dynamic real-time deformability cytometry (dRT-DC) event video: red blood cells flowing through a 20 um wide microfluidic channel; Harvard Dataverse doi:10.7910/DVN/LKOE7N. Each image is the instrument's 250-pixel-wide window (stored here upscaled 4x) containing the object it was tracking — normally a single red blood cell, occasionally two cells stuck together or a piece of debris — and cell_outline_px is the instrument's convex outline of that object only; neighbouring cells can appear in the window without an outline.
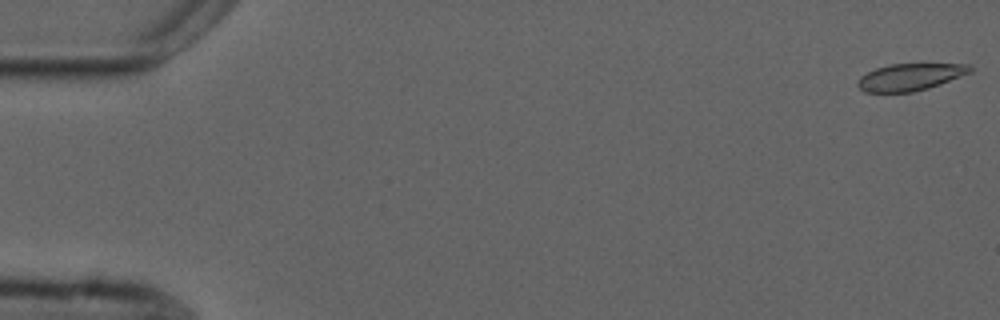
{"species": "common noctule bat (a hibernating species)", "species_latin": "Nyctalus noctula", "temperature_condition": "cold", "stored_images_in_passage": 55, "camera_frame_rate_fps": 3000, "um_per_image_px": 0.085, "animal": {"sex": "male", "forearm_length_mm": 52.5}, "frame": {"image": 1, "passage_image": 1, "time_ms": 0.0, "image_size_px": [1000, 320], "cell_outline_px": [[972, 72], [940, 84], [928, 88], [912, 92], [864, 92], [856, 84], [860, 76], [876, 68], [888, 64], [972, 64]], "centroid_in_image_um": [77.36, 6.54], "position_along_channel_um": 7.6, "area_um2": 17.69}}
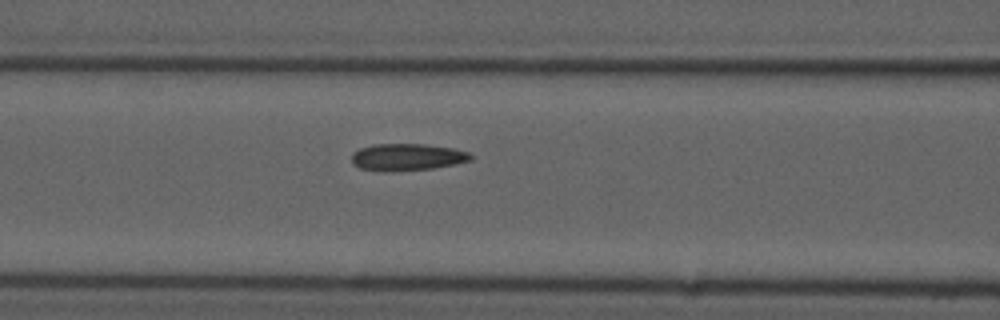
{"frame": {"image": 2, "passage_image": 23, "time_ms": 7.333, "image_size_px": [1000, 320], "cell_outline_px": [[476, 156], [472, 160], [456, 164], [432, 168], [392, 172], [388, 172], [360, 168], [352, 164], [352, 152], [360, 148], [372, 144], [424, 144], [452, 148], [468, 152]], "centroid_in_image_um": [34.61, 13.35], "position_along_channel_um": 132.0, "area_um2": 18.96}}
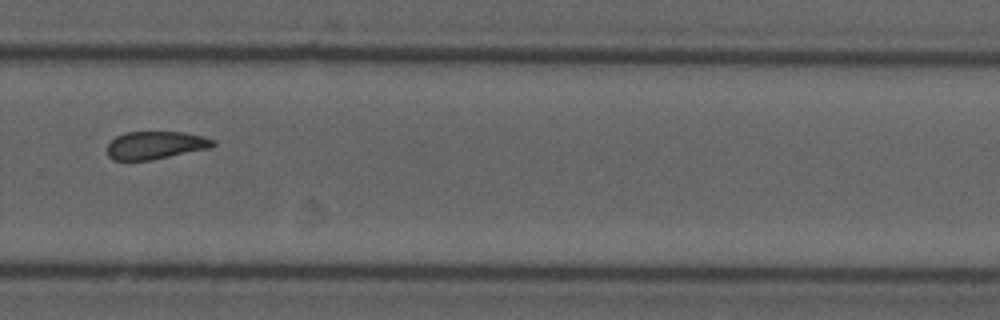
{"frame": {"image": 3, "passage_image": 38, "time_ms": 12.333, "image_size_px": [1000, 320], "cell_outline_px": [[216, 144], [212, 148], [152, 160], [112, 160], [108, 156], [108, 144], [116, 136], [128, 132], [184, 132], [204, 136], [216, 140]], "centroid_in_image_um": [13.28, 12.34], "position_along_channel_um": 316.5, "area_um2": 17.34}, "authors_computed_cell_mechanics": {"area_um2": 18.7272, "velocity_mm_per_s": 3.7087, "shape_relaxation_time_tau1_ms": null, "shape_relaxation_time_tau2_ms": 2.853, "deformation_change_tau1": null, "deformation_change_tau2": 0.0856}}